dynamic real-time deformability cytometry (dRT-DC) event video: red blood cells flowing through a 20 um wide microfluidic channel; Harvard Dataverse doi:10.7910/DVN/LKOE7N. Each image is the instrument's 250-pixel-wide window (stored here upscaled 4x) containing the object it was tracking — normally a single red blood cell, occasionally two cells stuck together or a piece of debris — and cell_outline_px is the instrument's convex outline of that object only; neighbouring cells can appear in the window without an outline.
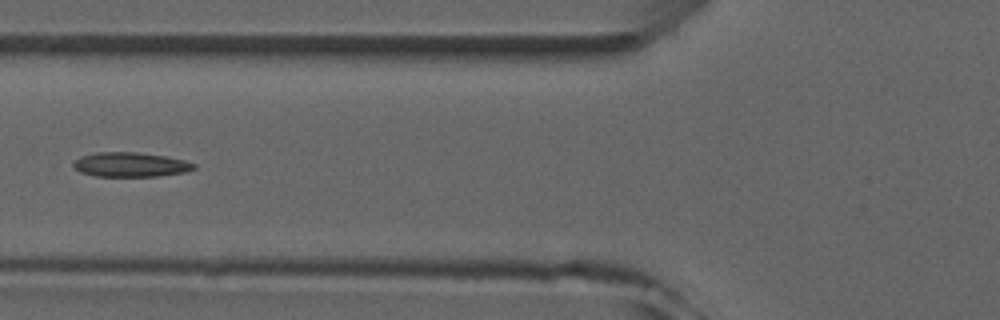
{"species": "common noctule bat (a hibernating species)", "species_latin": "Nyctalus noctula", "temperature_condition": "room temperature", "stored_images_in_passage": 5, "camera_frame_rate_fps": 3000, "um_per_image_px": 0.085, "animal": {"sex": "male", "forearm_length_mm": 52.5}, "frame": {"image": 1, "passage_image": 5, "time_ms": 5.667, "image_size_px": [1000, 320], "cell_outline_px": [[196, 168], [184, 172], [156, 176], [96, 176], [80, 172], [72, 164], [80, 156], [96, 152], [136, 152], [168, 156], [184, 160], [196, 164]], "centroid_in_image_um": [11.1, 13.98], "position_along_channel_um": 114.7, "area_um2": 17.17}}